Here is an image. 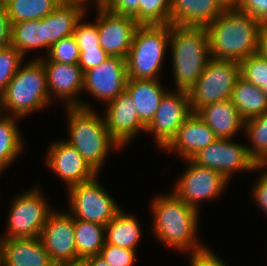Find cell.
<instances>
[{
    "mask_svg": "<svg viewBox=\"0 0 267 266\" xmlns=\"http://www.w3.org/2000/svg\"><path fill=\"white\" fill-rule=\"evenodd\" d=\"M260 174L251 187V197H253L255 204L267 215V176L259 171Z\"/></svg>",
    "mask_w": 267,
    "mask_h": 266,
    "instance_id": "b9f144b4",
    "label": "cell"
},
{
    "mask_svg": "<svg viewBox=\"0 0 267 266\" xmlns=\"http://www.w3.org/2000/svg\"><path fill=\"white\" fill-rule=\"evenodd\" d=\"M1 262L2 260H1V241H0V266H1Z\"/></svg>",
    "mask_w": 267,
    "mask_h": 266,
    "instance_id": "f5cc1de1",
    "label": "cell"
},
{
    "mask_svg": "<svg viewBox=\"0 0 267 266\" xmlns=\"http://www.w3.org/2000/svg\"><path fill=\"white\" fill-rule=\"evenodd\" d=\"M88 11L79 4L60 2L54 10L44 17L45 53L52 44L72 36L77 22Z\"/></svg>",
    "mask_w": 267,
    "mask_h": 266,
    "instance_id": "603a6c76",
    "label": "cell"
},
{
    "mask_svg": "<svg viewBox=\"0 0 267 266\" xmlns=\"http://www.w3.org/2000/svg\"><path fill=\"white\" fill-rule=\"evenodd\" d=\"M160 79H128L126 91L136 106L141 122L147 127L158 110L160 101L169 90L163 87Z\"/></svg>",
    "mask_w": 267,
    "mask_h": 266,
    "instance_id": "cb8c5ba5",
    "label": "cell"
},
{
    "mask_svg": "<svg viewBox=\"0 0 267 266\" xmlns=\"http://www.w3.org/2000/svg\"><path fill=\"white\" fill-rule=\"evenodd\" d=\"M136 255L137 250L121 248L106 242L99 253V256L110 266H133Z\"/></svg>",
    "mask_w": 267,
    "mask_h": 266,
    "instance_id": "8d00e7d4",
    "label": "cell"
},
{
    "mask_svg": "<svg viewBox=\"0 0 267 266\" xmlns=\"http://www.w3.org/2000/svg\"><path fill=\"white\" fill-rule=\"evenodd\" d=\"M6 7L12 23L43 19L60 3V0H0Z\"/></svg>",
    "mask_w": 267,
    "mask_h": 266,
    "instance_id": "f546056e",
    "label": "cell"
},
{
    "mask_svg": "<svg viewBox=\"0 0 267 266\" xmlns=\"http://www.w3.org/2000/svg\"><path fill=\"white\" fill-rule=\"evenodd\" d=\"M83 266H110L99 255H94L81 260Z\"/></svg>",
    "mask_w": 267,
    "mask_h": 266,
    "instance_id": "f6af8a7d",
    "label": "cell"
},
{
    "mask_svg": "<svg viewBox=\"0 0 267 266\" xmlns=\"http://www.w3.org/2000/svg\"><path fill=\"white\" fill-rule=\"evenodd\" d=\"M234 140L218 138L191 160L199 166L220 172L228 181L237 172H258L257 163L250 157L246 144Z\"/></svg>",
    "mask_w": 267,
    "mask_h": 266,
    "instance_id": "8fae6325",
    "label": "cell"
},
{
    "mask_svg": "<svg viewBox=\"0 0 267 266\" xmlns=\"http://www.w3.org/2000/svg\"><path fill=\"white\" fill-rule=\"evenodd\" d=\"M19 120L18 117L6 114L0 118V175L12 166L25 148Z\"/></svg>",
    "mask_w": 267,
    "mask_h": 266,
    "instance_id": "484cf974",
    "label": "cell"
},
{
    "mask_svg": "<svg viewBox=\"0 0 267 266\" xmlns=\"http://www.w3.org/2000/svg\"><path fill=\"white\" fill-rule=\"evenodd\" d=\"M217 139L201 117L197 113L191 112L163 151L176 152L183 161L191 159Z\"/></svg>",
    "mask_w": 267,
    "mask_h": 266,
    "instance_id": "d6986e66",
    "label": "cell"
},
{
    "mask_svg": "<svg viewBox=\"0 0 267 266\" xmlns=\"http://www.w3.org/2000/svg\"><path fill=\"white\" fill-rule=\"evenodd\" d=\"M169 48L175 90L189 92L211 59L206 27L171 25Z\"/></svg>",
    "mask_w": 267,
    "mask_h": 266,
    "instance_id": "277c9868",
    "label": "cell"
},
{
    "mask_svg": "<svg viewBox=\"0 0 267 266\" xmlns=\"http://www.w3.org/2000/svg\"><path fill=\"white\" fill-rule=\"evenodd\" d=\"M74 218L65 212L53 210L39 236L54 264L77 263Z\"/></svg>",
    "mask_w": 267,
    "mask_h": 266,
    "instance_id": "5bb4252c",
    "label": "cell"
},
{
    "mask_svg": "<svg viewBox=\"0 0 267 266\" xmlns=\"http://www.w3.org/2000/svg\"><path fill=\"white\" fill-rule=\"evenodd\" d=\"M184 161L187 168L180 174L172 192L189 206L201 211L200 204L220 198L230 181L220 172L199 166L191 159Z\"/></svg>",
    "mask_w": 267,
    "mask_h": 266,
    "instance_id": "30bf717a",
    "label": "cell"
},
{
    "mask_svg": "<svg viewBox=\"0 0 267 266\" xmlns=\"http://www.w3.org/2000/svg\"><path fill=\"white\" fill-rule=\"evenodd\" d=\"M261 90L263 91V93L267 96V83L266 85H264Z\"/></svg>",
    "mask_w": 267,
    "mask_h": 266,
    "instance_id": "816d5d0a",
    "label": "cell"
},
{
    "mask_svg": "<svg viewBox=\"0 0 267 266\" xmlns=\"http://www.w3.org/2000/svg\"><path fill=\"white\" fill-rule=\"evenodd\" d=\"M239 78V62L211 58L202 75L188 92L191 112L196 113L205 105L231 99Z\"/></svg>",
    "mask_w": 267,
    "mask_h": 266,
    "instance_id": "9c48e42d",
    "label": "cell"
},
{
    "mask_svg": "<svg viewBox=\"0 0 267 266\" xmlns=\"http://www.w3.org/2000/svg\"><path fill=\"white\" fill-rule=\"evenodd\" d=\"M84 16L77 22L73 36L76 39L80 51H86L91 48H102L100 46V38L97 28V15L96 20L92 22H83Z\"/></svg>",
    "mask_w": 267,
    "mask_h": 266,
    "instance_id": "d590c367",
    "label": "cell"
},
{
    "mask_svg": "<svg viewBox=\"0 0 267 266\" xmlns=\"http://www.w3.org/2000/svg\"><path fill=\"white\" fill-rule=\"evenodd\" d=\"M223 9H235L239 4V0H216Z\"/></svg>",
    "mask_w": 267,
    "mask_h": 266,
    "instance_id": "bcb514c9",
    "label": "cell"
},
{
    "mask_svg": "<svg viewBox=\"0 0 267 266\" xmlns=\"http://www.w3.org/2000/svg\"><path fill=\"white\" fill-rule=\"evenodd\" d=\"M103 7L116 15L131 16L139 24V0H108Z\"/></svg>",
    "mask_w": 267,
    "mask_h": 266,
    "instance_id": "74e56055",
    "label": "cell"
},
{
    "mask_svg": "<svg viewBox=\"0 0 267 266\" xmlns=\"http://www.w3.org/2000/svg\"><path fill=\"white\" fill-rule=\"evenodd\" d=\"M231 101L245 121L267 111V96L261 88L241 77L234 86Z\"/></svg>",
    "mask_w": 267,
    "mask_h": 266,
    "instance_id": "4316f807",
    "label": "cell"
},
{
    "mask_svg": "<svg viewBox=\"0 0 267 266\" xmlns=\"http://www.w3.org/2000/svg\"><path fill=\"white\" fill-rule=\"evenodd\" d=\"M74 224L78 262L99 255L106 242L105 226L80 219H74Z\"/></svg>",
    "mask_w": 267,
    "mask_h": 266,
    "instance_id": "83f0119b",
    "label": "cell"
},
{
    "mask_svg": "<svg viewBox=\"0 0 267 266\" xmlns=\"http://www.w3.org/2000/svg\"><path fill=\"white\" fill-rule=\"evenodd\" d=\"M45 155V166L66 184V189L97 175L75 147L64 139L50 143Z\"/></svg>",
    "mask_w": 267,
    "mask_h": 266,
    "instance_id": "e0dca14e",
    "label": "cell"
},
{
    "mask_svg": "<svg viewBox=\"0 0 267 266\" xmlns=\"http://www.w3.org/2000/svg\"><path fill=\"white\" fill-rule=\"evenodd\" d=\"M267 59V25H263L259 37V51Z\"/></svg>",
    "mask_w": 267,
    "mask_h": 266,
    "instance_id": "ee69618b",
    "label": "cell"
},
{
    "mask_svg": "<svg viewBox=\"0 0 267 266\" xmlns=\"http://www.w3.org/2000/svg\"><path fill=\"white\" fill-rule=\"evenodd\" d=\"M110 56L102 48H91L86 51H80V57L78 65L82 71L85 72L88 69L100 65L106 61Z\"/></svg>",
    "mask_w": 267,
    "mask_h": 266,
    "instance_id": "60d3db41",
    "label": "cell"
},
{
    "mask_svg": "<svg viewBox=\"0 0 267 266\" xmlns=\"http://www.w3.org/2000/svg\"><path fill=\"white\" fill-rule=\"evenodd\" d=\"M240 77L262 88L267 83V59L259 52L239 62Z\"/></svg>",
    "mask_w": 267,
    "mask_h": 266,
    "instance_id": "d6a6232c",
    "label": "cell"
},
{
    "mask_svg": "<svg viewBox=\"0 0 267 266\" xmlns=\"http://www.w3.org/2000/svg\"><path fill=\"white\" fill-rule=\"evenodd\" d=\"M98 176L66 189L69 204L67 211L74 219L106 226L122 208L102 187Z\"/></svg>",
    "mask_w": 267,
    "mask_h": 266,
    "instance_id": "ba28073f",
    "label": "cell"
},
{
    "mask_svg": "<svg viewBox=\"0 0 267 266\" xmlns=\"http://www.w3.org/2000/svg\"><path fill=\"white\" fill-rule=\"evenodd\" d=\"M142 232L138 218L122 208L105 226L106 243L136 250L141 242Z\"/></svg>",
    "mask_w": 267,
    "mask_h": 266,
    "instance_id": "d4e9b609",
    "label": "cell"
},
{
    "mask_svg": "<svg viewBox=\"0 0 267 266\" xmlns=\"http://www.w3.org/2000/svg\"><path fill=\"white\" fill-rule=\"evenodd\" d=\"M171 25H140L126 57L128 79H161Z\"/></svg>",
    "mask_w": 267,
    "mask_h": 266,
    "instance_id": "8992f818",
    "label": "cell"
},
{
    "mask_svg": "<svg viewBox=\"0 0 267 266\" xmlns=\"http://www.w3.org/2000/svg\"><path fill=\"white\" fill-rule=\"evenodd\" d=\"M42 56L51 62L78 64L80 50L75 37L72 35L52 44L47 54Z\"/></svg>",
    "mask_w": 267,
    "mask_h": 266,
    "instance_id": "e575fe53",
    "label": "cell"
},
{
    "mask_svg": "<svg viewBox=\"0 0 267 266\" xmlns=\"http://www.w3.org/2000/svg\"><path fill=\"white\" fill-rule=\"evenodd\" d=\"M4 115L3 108H2V98L0 96V118Z\"/></svg>",
    "mask_w": 267,
    "mask_h": 266,
    "instance_id": "f907efd6",
    "label": "cell"
},
{
    "mask_svg": "<svg viewBox=\"0 0 267 266\" xmlns=\"http://www.w3.org/2000/svg\"><path fill=\"white\" fill-rule=\"evenodd\" d=\"M11 45L24 57L29 51L45 50L44 18L12 23Z\"/></svg>",
    "mask_w": 267,
    "mask_h": 266,
    "instance_id": "f1b7e54d",
    "label": "cell"
},
{
    "mask_svg": "<svg viewBox=\"0 0 267 266\" xmlns=\"http://www.w3.org/2000/svg\"><path fill=\"white\" fill-rule=\"evenodd\" d=\"M218 254L211 251L208 246L203 250L190 254L188 261L189 266H228Z\"/></svg>",
    "mask_w": 267,
    "mask_h": 266,
    "instance_id": "f35d334b",
    "label": "cell"
},
{
    "mask_svg": "<svg viewBox=\"0 0 267 266\" xmlns=\"http://www.w3.org/2000/svg\"><path fill=\"white\" fill-rule=\"evenodd\" d=\"M243 133L250 144H246L249 155L258 164L267 156V111L245 121Z\"/></svg>",
    "mask_w": 267,
    "mask_h": 266,
    "instance_id": "4dcf8cb0",
    "label": "cell"
},
{
    "mask_svg": "<svg viewBox=\"0 0 267 266\" xmlns=\"http://www.w3.org/2000/svg\"><path fill=\"white\" fill-rule=\"evenodd\" d=\"M156 196V197H155ZM152 198L150 212L152 218L151 233L166 247L192 254L203 250L207 245L198 239L199 214L178 198L173 192L155 195Z\"/></svg>",
    "mask_w": 267,
    "mask_h": 266,
    "instance_id": "6da1fadb",
    "label": "cell"
},
{
    "mask_svg": "<svg viewBox=\"0 0 267 266\" xmlns=\"http://www.w3.org/2000/svg\"><path fill=\"white\" fill-rule=\"evenodd\" d=\"M263 24L237 8L224 9L206 27L210 57L216 60L240 62L259 51V37Z\"/></svg>",
    "mask_w": 267,
    "mask_h": 266,
    "instance_id": "7a4b0ae2",
    "label": "cell"
},
{
    "mask_svg": "<svg viewBox=\"0 0 267 266\" xmlns=\"http://www.w3.org/2000/svg\"><path fill=\"white\" fill-rule=\"evenodd\" d=\"M39 185L16 195L7 214L6 232L0 239L39 237L54 210ZM52 208V209H51Z\"/></svg>",
    "mask_w": 267,
    "mask_h": 266,
    "instance_id": "52a82bcc",
    "label": "cell"
},
{
    "mask_svg": "<svg viewBox=\"0 0 267 266\" xmlns=\"http://www.w3.org/2000/svg\"><path fill=\"white\" fill-rule=\"evenodd\" d=\"M196 113L219 139H233L239 132H244L245 120L231 99L205 105Z\"/></svg>",
    "mask_w": 267,
    "mask_h": 266,
    "instance_id": "44dd1931",
    "label": "cell"
},
{
    "mask_svg": "<svg viewBox=\"0 0 267 266\" xmlns=\"http://www.w3.org/2000/svg\"><path fill=\"white\" fill-rule=\"evenodd\" d=\"M38 57L46 71L47 89L52 102L60 101L65 107L95 109L90 102L88 104L79 97L83 94L84 72L78 64L51 62L44 56Z\"/></svg>",
    "mask_w": 267,
    "mask_h": 266,
    "instance_id": "4fadbf2b",
    "label": "cell"
},
{
    "mask_svg": "<svg viewBox=\"0 0 267 266\" xmlns=\"http://www.w3.org/2000/svg\"><path fill=\"white\" fill-rule=\"evenodd\" d=\"M128 80L126 59L111 57L84 72L83 93L108 104L126 90Z\"/></svg>",
    "mask_w": 267,
    "mask_h": 266,
    "instance_id": "9a60e30c",
    "label": "cell"
},
{
    "mask_svg": "<svg viewBox=\"0 0 267 266\" xmlns=\"http://www.w3.org/2000/svg\"><path fill=\"white\" fill-rule=\"evenodd\" d=\"M237 9L267 25V0H239Z\"/></svg>",
    "mask_w": 267,
    "mask_h": 266,
    "instance_id": "ab89813d",
    "label": "cell"
},
{
    "mask_svg": "<svg viewBox=\"0 0 267 266\" xmlns=\"http://www.w3.org/2000/svg\"><path fill=\"white\" fill-rule=\"evenodd\" d=\"M170 22V0H139V25H166Z\"/></svg>",
    "mask_w": 267,
    "mask_h": 266,
    "instance_id": "1f68e13d",
    "label": "cell"
},
{
    "mask_svg": "<svg viewBox=\"0 0 267 266\" xmlns=\"http://www.w3.org/2000/svg\"><path fill=\"white\" fill-rule=\"evenodd\" d=\"M1 98L4 114L21 120L52 105L47 89L46 71L38 57L20 65Z\"/></svg>",
    "mask_w": 267,
    "mask_h": 266,
    "instance_id": "5b68a950",
    "label": "cell"
},
{
    "mask_svg": "<svg viewBox=\"0 0 267 266\" xmlns=\"http://www.w3.org/2000/svg\"><path fill=\"white\" fill-rule=\"evenodd\" d=\"M67 116V141L82 155L88 165L99 174L111 151L122 147L110 136L103 114L96 109L79 106L65 107Z\"/></svg>",
    "mask_w": 267,
    "mask_h": 266,
    "instance_id": "3957f363",
    "label": "cell"
},
{
    "mask_svg": "<svg viewBox=\"0 0 267 266\" xmlns=\"http://www.w3.org/2000/svg\"><path fill=\"white\" fill-rule=\"evenodd\" d=\"M1 266H54L39 237L0 239Z\"/></svg>",
    "mask_w": 267,
    "mask_h": 266,
    "instance_id": "ffe728a7",
    "label": "cell"
},
{
    "mask_svg": "<svg viewBox=\"0 0 267 266\" xmlns=\"http://www.w3.org/2000/svg\"><path fill=\"white\" fill-rule=\"evenodd\" d=\"M94 1V2H93ZM60 2H64V3H74V4H79L82 5L86 10H88V8L93 7L91 4L95 3L96 4V0H60ZM92 2V3H91ZM91 5V6H90ZM89 6V7H88Z\"/></svg>",
    "mask_w": 267,
    "mask_h": 266,
    "instance_id": "7dc6e473",
    "label": "cell"
},
{
    "mask_svg": "<svg viewBox=\"0 0 267 266\" xmlns=\"http://www.w3.org/2000/svg\"><path fill=\"white\" fill-rule=\"evenodd\" d=\"M54 266H83V264L80 261L77 263L55 264Z\"/></svg>",
    "mask_w": 267,
    "mask_h": 266,
    "instance_id": "681fc988",
    "label": "cell"
},
{
    "mask_svg": "<svg viewBox=\"0 0 267 266\" xmlns=\"http://www.w3.org/2000/svg\"><path fill=\"white\" fill-rule=\"evenodd\" d=\"M103 112L110 136L122 147L131 143L146 126L141 122L131 95L124 90L106 104Z\"/></svg>",
    "mask_w": 267,
    "mask_h": 266,
    "instance_id": "ac0fdd59",
    "label": "cell"
},
{
    "mask_svg": "<svg viewBox=\"0 0 267 266\" xmlns=\"http://www.w3.org/2000/svg\"><path fill=\"white\" fill-rule=\"evenodd\" d=\"M224 9L216 0H170V25L207 27Z\"/></svg>",
    "mask_w": 267,
    "mask_h": 266,
    "instance_id": "7402d4cb",
    "label": "cell"
},
{
    "mask_svg": "<svg viewBox=\"0 0 267 266\" xmlns=\"http://www.w3.org/2000/svg\"><path fill=\"white\" fill-rule=\"evenodd\" d=\"M257 169L267 176V156L257 164Z\"/></svg>",
    "mask_w": 267,
    "mask_h": 266,
    "instance_id": "c3c4849f",
    "label": "cell"
},
{
    "mask_svg": "<svg viewBox=\"0 0 267 266\" xmlns=\"http://www.w3.org/2000/svg\"><path fill=\"white\" fill-rule=\"evenodd\" d=\"M191 114L189 94L184 90H168L162 97L154 118L145 133L154 137L156 148L163 150Z\"/></svg>",
    "mask_w": 267,
    "mask_h": 266,
    "instance_id": "7c38bea8",
    "label": "cell"
},
{
    "mask_svg": "<svg viewBox=\"0 0 267 266\" xmlns=\"http://www.w3.org/2000/svg\"><path fill=\"white\" fill-rule=\"evenodd\" d=\"M12 24L5 5L0 1V49L11 45Z\"/></svg>",
    "mask_w": 267,
    "mask_h": 266,
    "instance_id": "7bdbcfd3",
    "label": "cell"
},
{
    "mask_svg": "<svg viewBox=\"0 0 267 266\" xmlns=\"http://www.w3.org/2000/svg\"><path fill=\"white\" fill-rule=\"evenodd\" d=\"M24 59L26 58L12 45L0 49V96L25 61Z\"/></svg>",
    "mask_w": 267,
    "mask_h": 266,
    "instance_id": "836d02e7",
    "label": "cell"
},
{
    "mask_svg": "<svg viewBox=\"0 0 267 266\" xmlns=\"http://www.w3.org/2000/svg\"><path fill=\"white\" fill-rule=\"evenodd\" d=\"M95 9L100 46L109 56L126 59L140 25L131 16L116 15L104 7Z\"/></svg>",
    "mask_w": 267,
    "mask_h": 266,
    "instance_id": "2e32d148",
    "label": "cell"
}]
</instances>
